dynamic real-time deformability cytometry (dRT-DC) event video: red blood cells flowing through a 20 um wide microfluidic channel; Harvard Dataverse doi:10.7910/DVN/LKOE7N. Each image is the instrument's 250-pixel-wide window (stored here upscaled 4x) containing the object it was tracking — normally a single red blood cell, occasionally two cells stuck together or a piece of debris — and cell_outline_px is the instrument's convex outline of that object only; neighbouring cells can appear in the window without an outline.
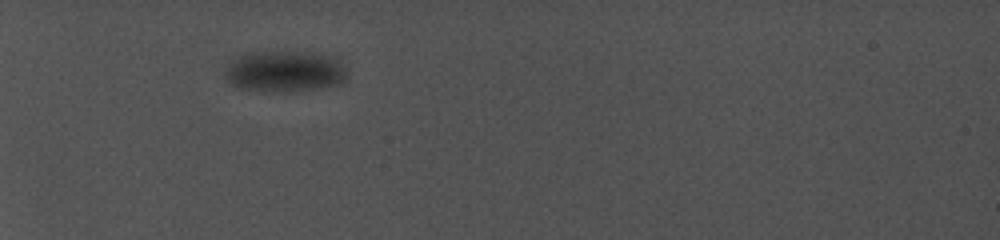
{"species": "common noctule bat (a hibernating species)", "species_latin": "Nyctalus noctula", "temperature_condition": "cold", "stored_images_in_passage": 18, "camera_frame_rate_fps": 5000, "um_per_image_px": 0.085, "animal": {"sex": "female", "body_mass_g": 19.0, "forearm_length_mm": 56.7}, "frame": {"image": 1, "passage_image": 1, "time_ms": 0.0, "image_size_px": [1000, 240], "cell_outline_px": [[348, 76], [340, 84], [324, 88], [244, 88], [232, 84], [224, 76], [224, 72], [228, 60], [244, 52], [324, 52], [336, 56], [340, 60], [348, 72]], "centroid_in_image_um": [24.26, 5.97], "position_along_channel_um": 60.7, "area_um2": 28.9}}
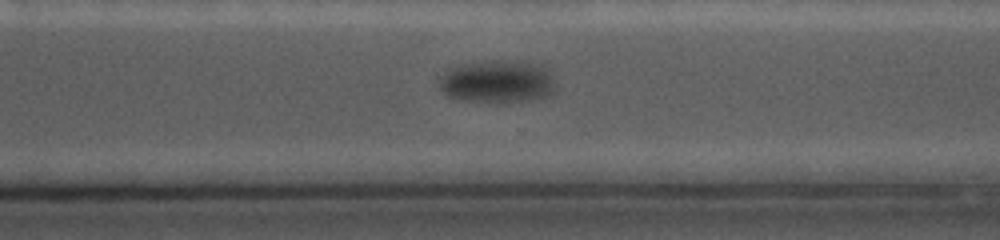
{"frame": {"image": 2, "passage_image": 13, "time_ms": 9.4, "image_size_px": [1000, 240], "cell_outline_px": [[556, 92], [548, 96], [528, 100], [460, 100], [444, 96], [440, 92], [440, 76], [448, 68], [460, 64], [528, 64], [548, 68], [552, 72], [556, 84]], "centroid_in_image_um": [42.26, 6.98], "position_along_channel_um": 328.3, "area_um2": 27.63}}
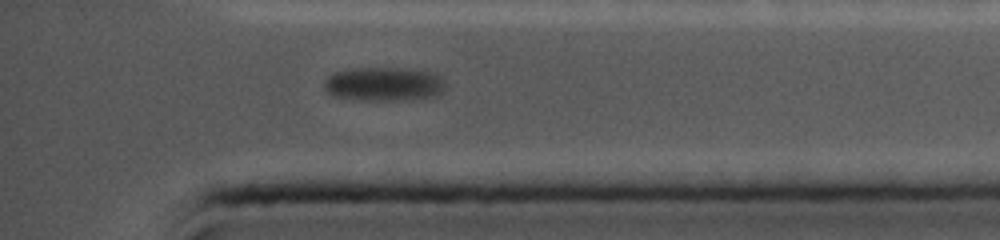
{"frame": {"image": 3, "passage_image": 17, "time_ms": 11.6, "image_size_px": [1000, 240], "cell_outline_px": [[444, 92], [436, 96], [404, 100], [360, 100], [332, 96], [324, 88], [324, 84], [328, 76], [332, 72], [360, 68], [412, 68], [428, 72], [440, 76], [444, 80]], "centroid_in_image_um": [32.64, 7.15], "position_along_channel_um": 402.6, "area_um2": 24.1}}